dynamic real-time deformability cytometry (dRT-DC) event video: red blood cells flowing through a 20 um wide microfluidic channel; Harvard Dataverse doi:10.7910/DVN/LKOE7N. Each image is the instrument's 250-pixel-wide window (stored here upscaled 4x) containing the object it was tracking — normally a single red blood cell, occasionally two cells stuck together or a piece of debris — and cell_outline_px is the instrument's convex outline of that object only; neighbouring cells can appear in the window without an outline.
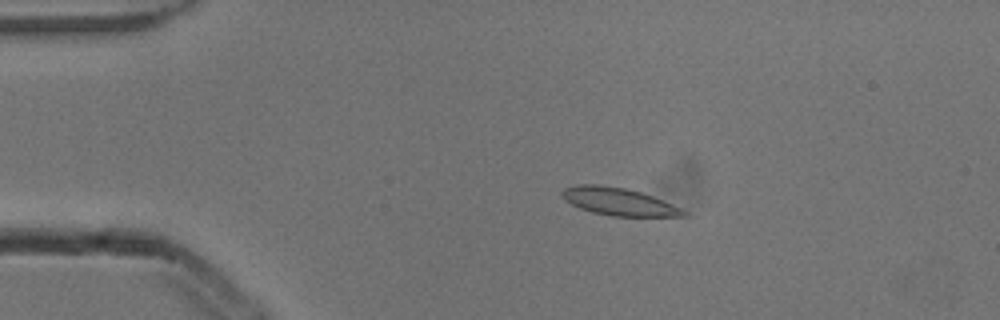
{"species": "common noctule bat (a hibernating species)", "species_latin": "Nyctalus noctula", "temperature_condition": "cold", "stored_images_in_passage": 6, "camera_frame_rate_fps": 3000, "um_per_image_px": 0.085, "animal": {"sex": "male", "body_mass_g": 13.3}, "frame": {"image": 1, "passage_image": 3, "time_ms": 0.667, "image_size_px": [1000, 320], "cell_outline_px": [[692, 216], [612, 216], [592, 212], [580, 208], [564, 200], [560, 192], [564, 188], [576, 184], [596, 184], [624, 188], [640, 192], [652, 196], [672, 204], [688, 212]], "centroid_in_image_um": [52.57, 17.14], "position_along_channel_um": 32.4, "area_um2": 19.48}}
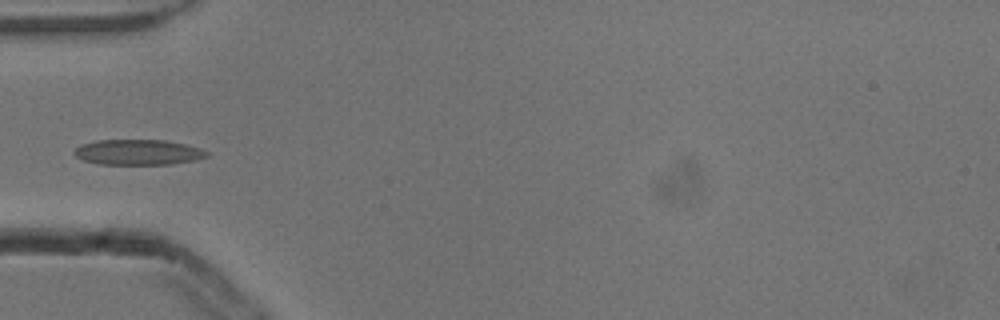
{"frame": {"image": 2, "passage_image": 5, "time_ms": 1.333, "image_size_px": [1000, 320], "cell_outline_px": [[208, 156], [196, 160], [172, 164], [100, 164], [84, 160], [76, 156], [72, 152], [80, 144], [96, 140], [164, 140], [184, 144], [200, 148], [208, 152]], "centroid_in_image_um": [11.73, 12.93], "position_along_channel_um": 73.3, "area_um2": 19.59}}
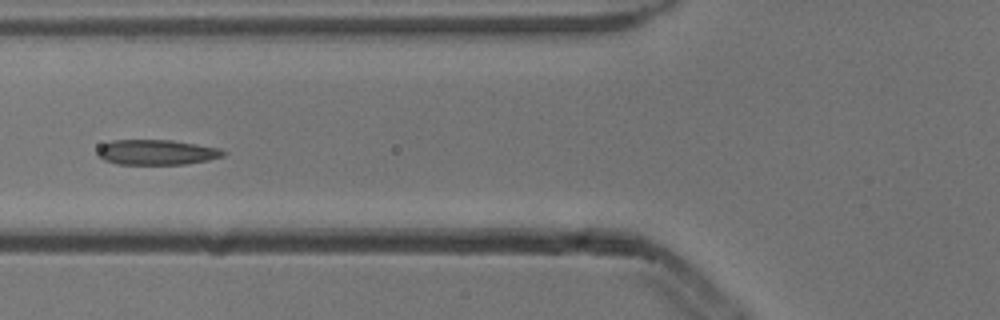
{"frame": {"image": 3, "passage_image": 6, "time_ms": 1.667, "image_size_px": [1000, 320], "cell_outline_px": [[224, 156], [208, 160], [184, 164], [116, 164], [104, 160], [96, 156], [96, 152], [104, 144], [112, 140], [172, 140], [220, 148], [224, 152]], "centroid_in_image_um": [13.28, 12.94], "position_along_channel_um": 112.5, "area_um2": 18.38}}